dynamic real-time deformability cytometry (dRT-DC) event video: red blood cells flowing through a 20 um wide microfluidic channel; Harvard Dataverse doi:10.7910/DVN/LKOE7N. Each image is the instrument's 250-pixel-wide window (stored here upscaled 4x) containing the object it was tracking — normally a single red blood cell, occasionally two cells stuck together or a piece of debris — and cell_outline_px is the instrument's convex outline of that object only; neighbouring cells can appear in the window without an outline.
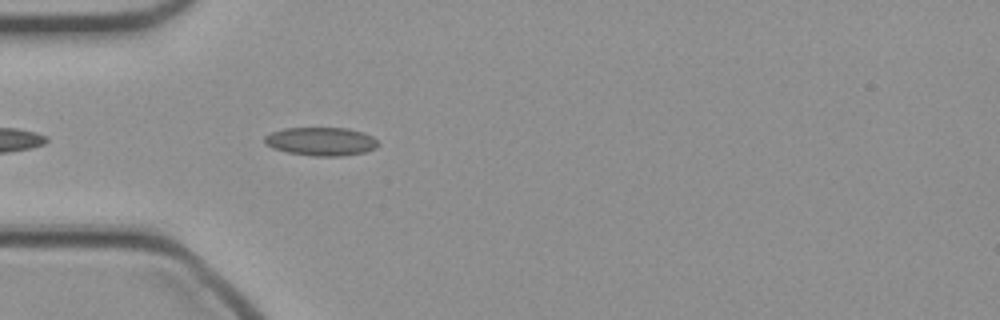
{"species": "common noctule bat (a hibernating species)", "species_latin": "Nyctalus noctula", "temperature_condition": "cold", "stored_images_in_passage": 9, "camera_frame_rate_fps": 3000, "um_per_image_px": 0.085, "animal": {"sex": "female", "body_mass_g": 21.9}, "frame": {"image": 1, "passage_image": 3, "time_ms": 0.667, "image_size_px": [1000, 320], "cell_outline_px": [[380, 144], [376, 148], [364, 152], [340, 156], [312, 156], [288, 152], [272, 148], [264, 144], [264, 136], [272, 132], [284, 128], [348, 128], [364, 132], [372, 136]], "centroid_in_image_um": [27.29, 12.02], "position_along_channel_um": 57.7, "area_um2": 18.9}}
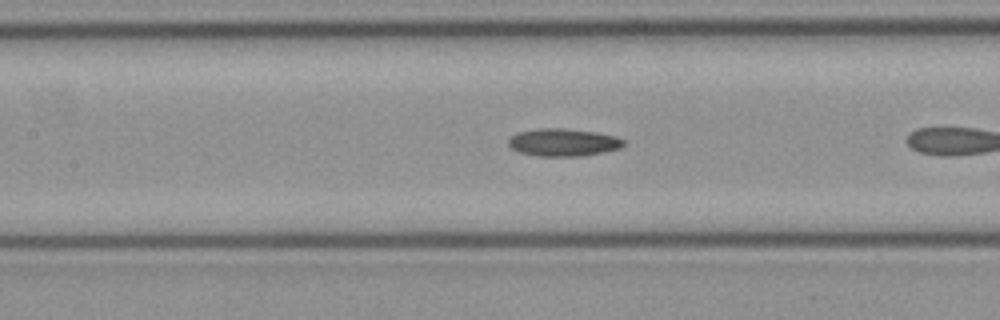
{"frame": {"image": 2, "passage_image": 8, "time_ms": 2.333, "image_size_px": [1000, 320], "cell_outline_px": [[628, 144], [620, 148], [604, 152], [580, 156], [540, 156], [520, 152], [512, 148], [508, 144], [508, 140], [516, 132], [536, 128], [564, 128], [596, 132], [616, 136], [624, 140]], "centroid_in_image_um": [47.9, 12.09], "position_along_channel_um": 159.5, "area_um2": 18.67}}